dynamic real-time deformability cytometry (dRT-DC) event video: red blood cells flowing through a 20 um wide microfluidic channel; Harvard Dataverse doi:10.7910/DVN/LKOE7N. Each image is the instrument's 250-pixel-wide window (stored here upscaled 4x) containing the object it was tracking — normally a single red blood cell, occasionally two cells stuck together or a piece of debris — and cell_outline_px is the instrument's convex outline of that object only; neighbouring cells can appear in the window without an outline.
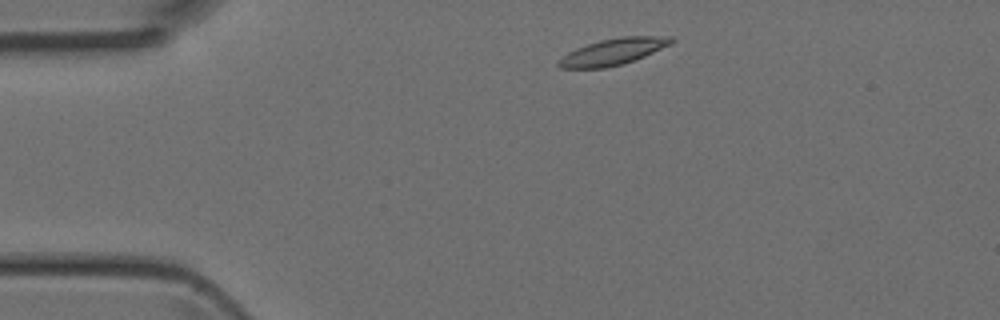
{"species": "Egyptian fruit bat (a non-hibernating species)", "species_latin": "Rousettus aegyptiacus", "temperature_condition": "room temperature", "stored_images_in_passage": 41, "camera_frame_rate_fps": 3000, "um_per_image_px": 0.085, "animal": {"sex": "female"}, "frame": {"image": 1, "passage_image": 3, "time_ms": 0.667, "image_size_px": [1000, 320], "cell_outline_px": [[676, 40], [672, 44], [644, 56], [624, 64], [604, 68], [560, 68], [556, 64], [556, 60], [568, 52], [576, 48], [600, 40], [620, 36], [672, 36]], "centroid_in_image_um": [52.11, 4.39], "position_along_channel_um": 32.9, "area_um2": 17.57}}
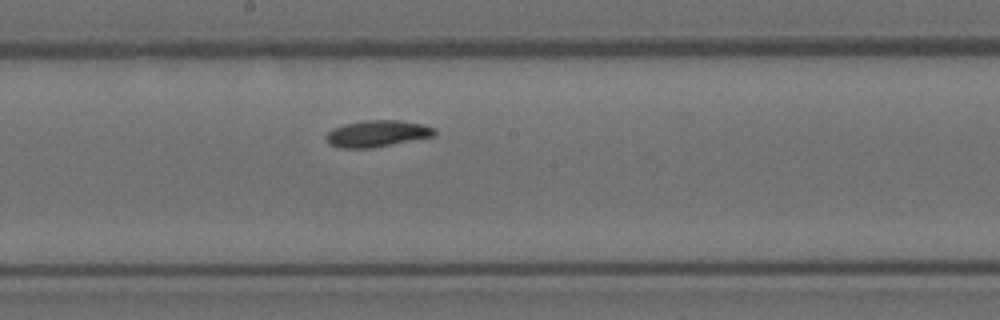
{"frame": {"image": 2, "passage_image": 19, "time_ms": 6.0, "image_size_px": [1000, 320], "cell_outline_px": [[436, 136], [372, 148], [340, 148], [328, 144], [324, 136], [332, 128], [344, 124], [364, 120], [400, 120], [420, 124], [436, 128]], "centroid_in_image_um": [32.04, 11.36], "position_along_channel_um": 216.2, "area_um2": 16.99}}
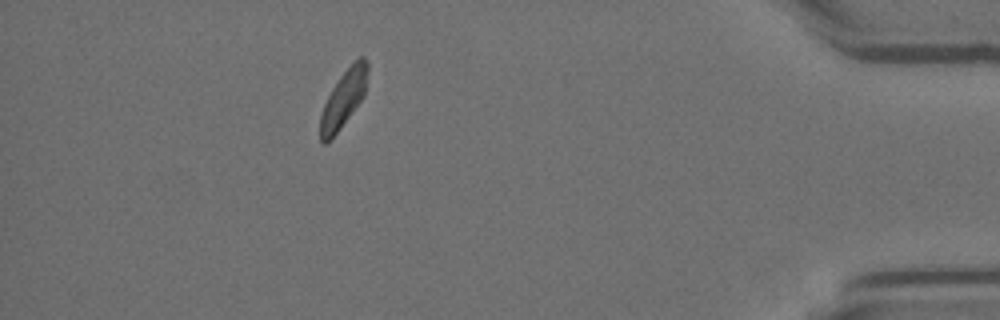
{"frame": {"image": 3, "passage_image": 36, "time_ms": 11.667, "image_size_px": [1000, 320], "cell_outline_px": [[368, 72], [364, 96], [340, 128], [324, 144], [320, 140], [320, 116], [324, 104], [332, 88], [340, 76], [360, 56], [364, 56], [368, 64]], "centroid_in_image_um": [29.21, 8.37], "position_along_channel_um": 406.0, "area_um2": 15.32}}